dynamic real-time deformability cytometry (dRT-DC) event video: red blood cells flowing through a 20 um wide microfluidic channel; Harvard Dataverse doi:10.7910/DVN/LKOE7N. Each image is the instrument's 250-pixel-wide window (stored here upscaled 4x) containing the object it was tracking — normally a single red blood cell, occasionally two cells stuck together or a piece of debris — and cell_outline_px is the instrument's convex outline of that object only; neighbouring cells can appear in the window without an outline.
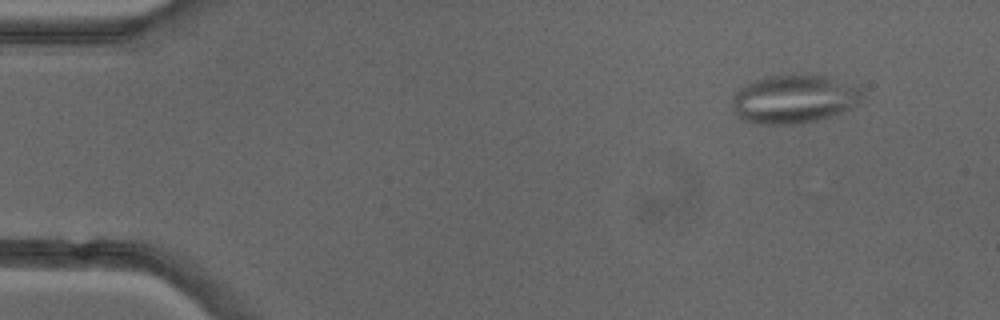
{"species": "common noctule bat (a hibernating species)", "species_latin": "Nyctalus noctula", "temperature_condition": "cold", "stored_images_in_passage": 15, "camera_frame_rate_fps": 3000, "um_per_image_px": 0.085, "animal": {"sex": "female"}, "frame": {"image": 1, "passage_image": 5, "time_ms": 1.333, "image_size_px": [1000, 320], "cell_outline_px": [[864, 100], [860, 104], [852, 108], [816, 120], [796, 124], [760, 124], [744, 120], [736, 116], [732, 108], [732, 96], [740, 88], [764, 76], [824, 76], [860, 84], [864, 92]], "centroid_in_image_um": [67.56, 8.42], "position_along_channel_um": 17.4, "area_um2": 36.93}}